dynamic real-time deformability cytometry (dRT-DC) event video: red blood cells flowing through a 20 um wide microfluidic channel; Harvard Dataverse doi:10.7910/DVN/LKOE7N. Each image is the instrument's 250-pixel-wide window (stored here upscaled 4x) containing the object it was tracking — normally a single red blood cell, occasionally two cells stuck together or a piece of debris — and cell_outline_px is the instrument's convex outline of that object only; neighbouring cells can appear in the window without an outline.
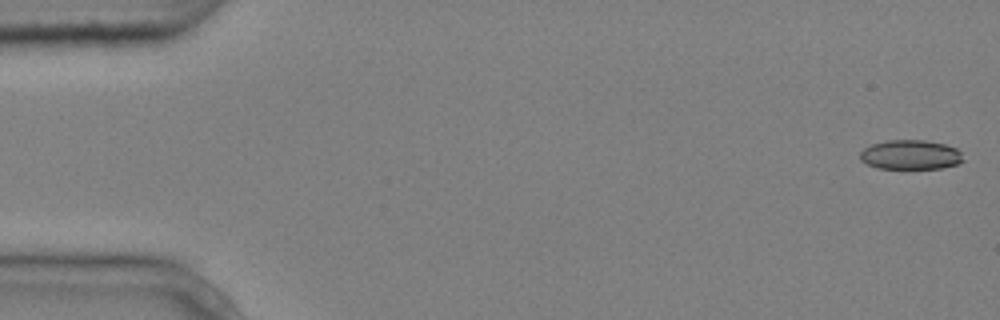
{"species": "common noctule bat (a hibernating species)", "species_latin": "Nyctalus noctula", "temperature_condition": "cold", "stored_images_in_passage": 4, "camera_frame_rate_fps": 3000, "um_per_image_px": 0.085, "animal": {"sex": "male", "body_mass_g": 20.4}, "frame": {"image": 1, "passage_image": 1, "time_ms": 0.0, "image_size_px": [1000, 320], "cell_outline_px": [[964, 160], [960, 164], [940, 168], [876, 168], [860, 160], [860, 152], [864, 148], [872, 144], [888, 140], [924, 140], [944, 144], [956, 148], [960, 152]], "centroid_in_image_um": [77.4, 13.15], "position_along_channel_um": 7.6, "area_um2": 17.69}}
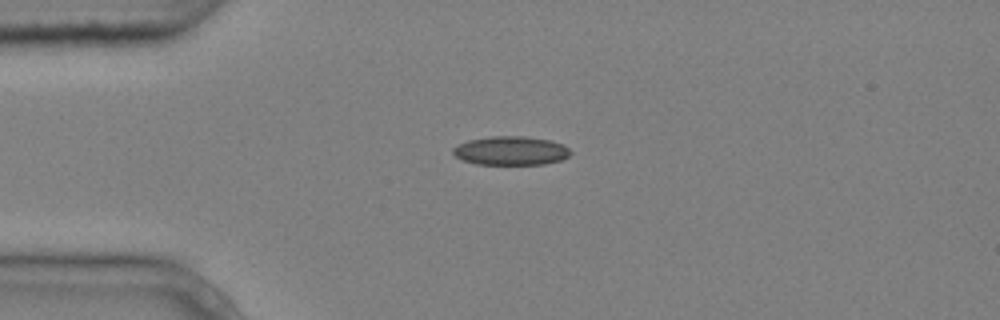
{"frame": {"image": 2, "passage_image": 4, "time_ms": 1.0, "image_size_px": [1000, 320], "cell_outline_px": [[572, 152], [568, 156], [560, 160], [544, 164], [476, 164], [460, 160], [452, 152], [452, 148], [468, 140], [488, 136], [524, 136], [552, 140], [564, 144]], "centroid_in_image_um": [43.42, 12.8], "position_along_channel_um": 41.6, "area_um2": 19.88}}